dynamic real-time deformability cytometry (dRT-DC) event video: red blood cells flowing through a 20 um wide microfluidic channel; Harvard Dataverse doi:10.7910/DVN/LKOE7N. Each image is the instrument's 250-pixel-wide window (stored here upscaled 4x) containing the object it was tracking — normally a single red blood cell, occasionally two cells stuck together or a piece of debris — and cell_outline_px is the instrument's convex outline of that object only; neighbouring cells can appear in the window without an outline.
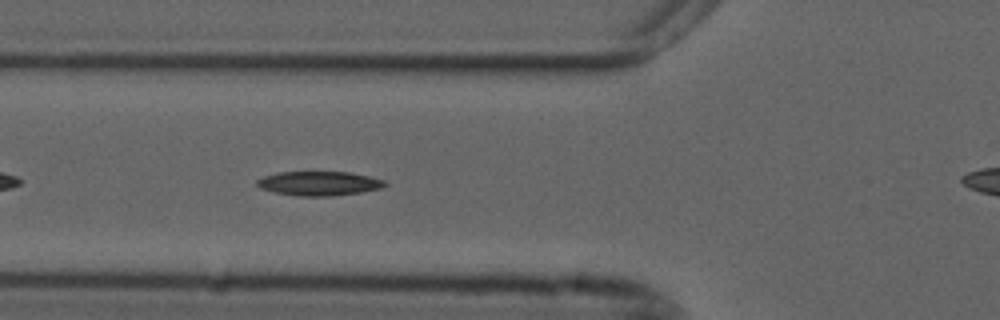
{"species": "common noctule bat (a hibernating species)", "species_latin": "Nyctalus noctula", "temperature_condition": "cold", "stored_images_in_passage": 42, "camera_frame_rate_fps": 3000, "um_per_image_px": 0.085, "animal": {"sex": "male", "forearm_length_mm": 52.5}, "frame": {"image": 1, "passage_image": 6, "time_ms": 1.667, "image_size_px": [1000, 320], "cell_outline_px": [[388, 184], [380, 188], [360, 192], [332, 196], [296, 196], [276, 192], [260, 188], [256, 184], [256, 180], [264, 176], [280, 172], [348, 172], [368, 176], [384, 180]], "centroid_in_image_um": [27.1, 15.59], "position_along_channel_um": 98.7, "area_um2": 17.92}}
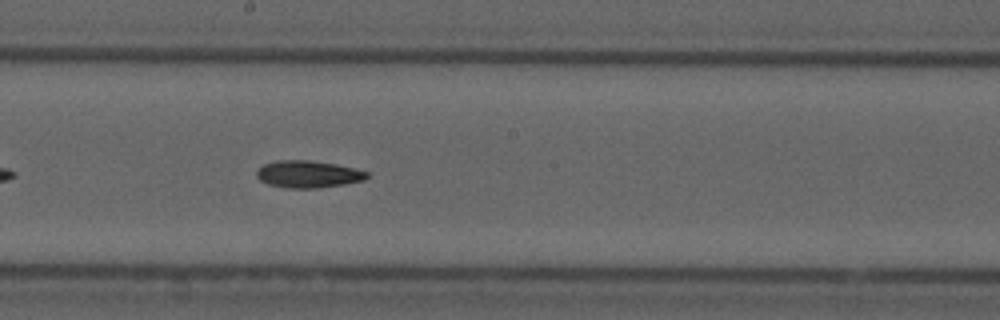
{"frame": {"image": 2, "passage_image": 16, "time_ms": 5.0, "image_size_px": [1000, 320], "cell_outline_px": [[368, 176], [364, 180], [344, 184], [316, 188], [288, 188], [268, 184], [260, 180], [256, 176], [256, 172], [264, 164], [280, 160], [308, 160], [336, 164], [368, 172]], "centroid_in_image_um": [26.18, 14.81], "position_along_channel_um": 222.0, "area_um2": 17.22}}
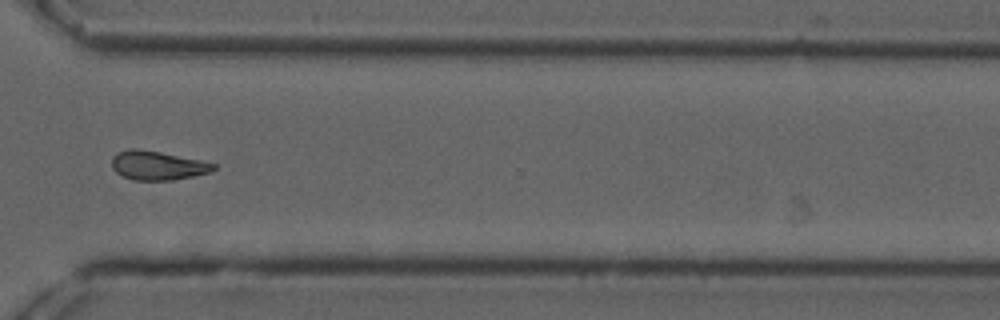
{"frame": {"image": 3, "passage_image": 27, "time_ms": 8.667, "image_size_px": [1000, 320], "cell_outline_px": [[216, 168], [212, 172], [172, 180], [132, 180], [116, 172], [112, 168], [112, 156], [116, 152], [128, 148], [136, 148], [160, 152], [200, 160], [216, 164]], "centroid_in_image_um": [13.37, 14.06], "position_along_channel_um": 357.2, "area_um2": 17.22}, "authors_computed_cell_mechanics": {"area_um2": 17.2244, "velocity_mm_per_s": 3.6923, "shape_relaxation_time_tau1_ms": 9.3629, "shape_relaxation_time_tau2_ms": null, "deformation_change_tau1": 0.19, "deformation_change_tau2": null}}